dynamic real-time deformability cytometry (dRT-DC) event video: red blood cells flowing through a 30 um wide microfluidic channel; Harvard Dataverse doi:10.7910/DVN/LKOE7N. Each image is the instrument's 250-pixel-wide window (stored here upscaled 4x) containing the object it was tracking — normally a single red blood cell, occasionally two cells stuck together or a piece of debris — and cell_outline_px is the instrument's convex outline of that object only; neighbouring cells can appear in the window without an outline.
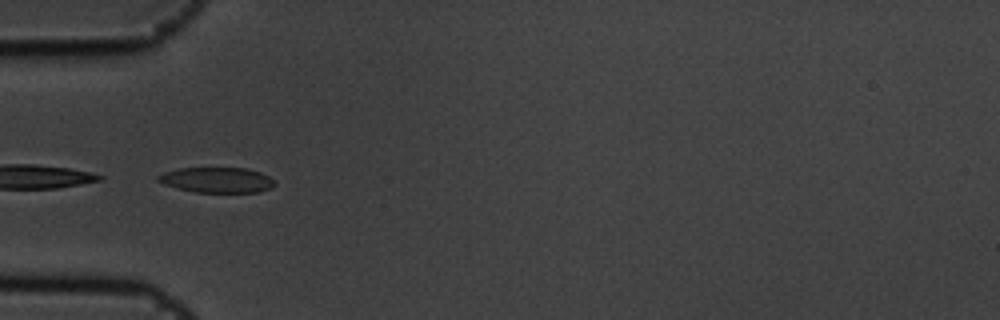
{"species": "common noctule bat (a hibernating species)", "species_latin": "Nyctalus noctula", "temperature_condition": "cold", "stored_images_in_passage": 5, "camera_frame_rate_fps": 3000, "um_per_image_px": 0.085, "animal": {"sex": "male", "body_mass_g": 19.5, "forearm_length_mm": 54.6}, "frame": {"image": 1, "passage_image": 4, "time_ms": 1.0, "image_size_px": [1000, 320], "cell_outline_px": [[276, 184], [272, 188], [260, 192], [196, 192], [164, 184], [156, 180], [156, 176], [164, 172], [180, 168], [248, 168], [260, 172], [276, 180]], "centroid_in_image_um": [18.49, 15.29], "position_along_channel_um": 66.5, "area_um2": 17.28}}